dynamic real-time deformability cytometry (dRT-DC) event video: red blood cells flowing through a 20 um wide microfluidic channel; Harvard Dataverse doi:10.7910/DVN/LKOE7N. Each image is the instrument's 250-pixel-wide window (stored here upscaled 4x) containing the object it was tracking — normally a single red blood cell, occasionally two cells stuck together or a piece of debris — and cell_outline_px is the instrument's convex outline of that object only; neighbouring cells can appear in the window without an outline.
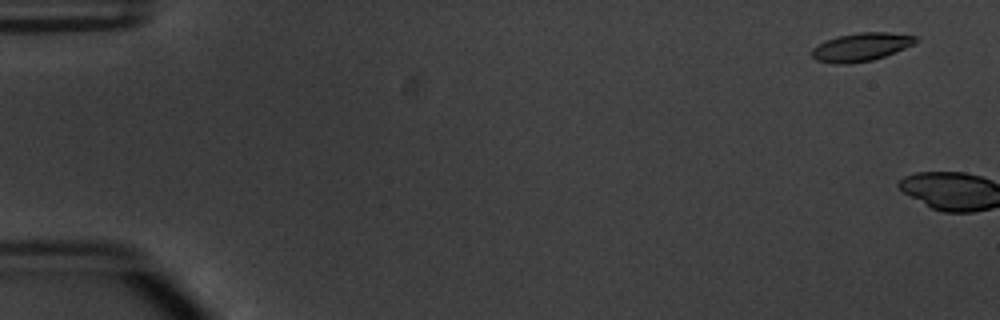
{"species": "common noctule bat (a hibernating species)", "species_latin": "Nyctalus noctula", "temperature_condition": "warm", "stored_images_in_passage": 5, "camera_frame_rate_fps": 3000, "um_per_image_px": 0.085, "animal": {"sex": "male", "body_mass_g": 20.1, "forearm_length_mm": 53.5}, "frame": {"image": 1, "passage_image": 3, "time_ms": 0.667, "image_size_px": [1000, 320], "cell_outline_px": [[920, 40], [904, 48], [884, 56], [872, 60], [848, 64], [836, 64], [816, 60], [812, 56], [812, 48], [816, 44], [836, 36], [860, 32], [888, 32], [916, 36]], "centroid_in_image_um": [73.16, 3.99], "position_along_channel_um": 11.8, "area_um2": 17.11}}